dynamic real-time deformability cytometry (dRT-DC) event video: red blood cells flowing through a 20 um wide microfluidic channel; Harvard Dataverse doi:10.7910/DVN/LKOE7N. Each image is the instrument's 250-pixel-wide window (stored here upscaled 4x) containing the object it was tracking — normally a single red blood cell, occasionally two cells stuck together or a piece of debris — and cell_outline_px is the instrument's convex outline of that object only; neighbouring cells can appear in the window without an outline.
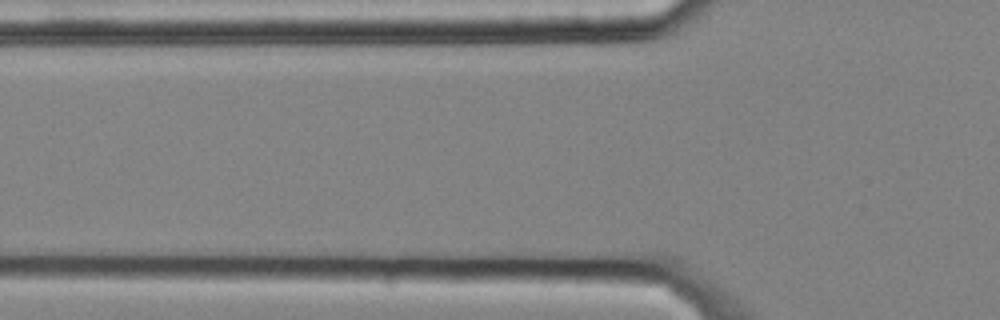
{"species": "common noctule bat (a hibernating species)", "species_latin": "Nyctalus noctula", "temperature_condition": "cold", "stored_images_in_passage": 4, "camera_frame_rate_fps": 3000, "um_per_image_px": 0.085, "animal": {"sex": "male", "body_mass_g": 20.4}, "frame": {"image": 1, "passage_image": 3, "time_ms": 0.667, "image_size_px": [1000, 320], "cell_outline_px": [[636, 240], [596, 244], [548, 240], [504, 236], [504, 232], [520, 228], [576, 228], [612, 232], [636, 236]], "centroid_in_image_um": [48.48, 20.0], "position_along_channel_um": 77.3, "area_um2": 10.29}}